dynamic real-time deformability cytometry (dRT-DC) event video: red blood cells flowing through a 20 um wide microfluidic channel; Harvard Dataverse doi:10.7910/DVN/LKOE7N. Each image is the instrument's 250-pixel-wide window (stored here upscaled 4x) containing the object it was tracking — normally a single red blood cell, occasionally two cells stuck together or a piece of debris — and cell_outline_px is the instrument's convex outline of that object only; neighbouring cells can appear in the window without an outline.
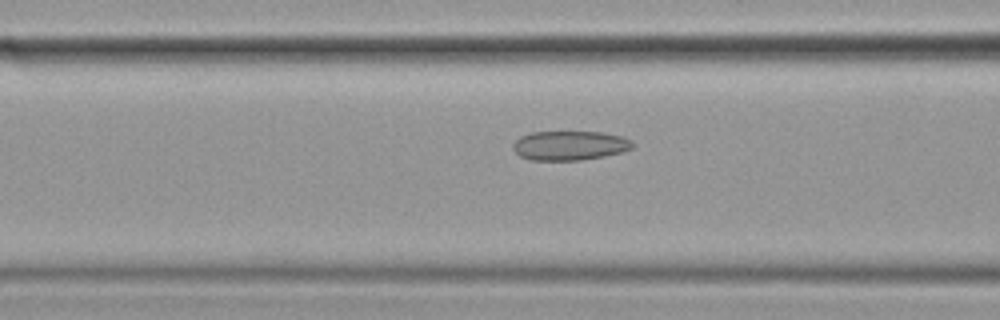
{"species": "common noctule bat (a hibernating species)", "species_latin": "Nyctalus noctula", "temperature_condition": "cold", "stored_images_in_passage": 49, "camera_frame_rate_fps": 3000, "um_per_image_px": 0.085, "animal": {"sex": "female", "body_mass_g": 19.9}, "frame": {"image": 1, "passage_image": 14, "time_ms": 4.333, "image_size_px": [1000, 320], "cell_outline_px": [[632, 148], [624, 152], [604, 156], [580, 160], [532, 160], [520, 156], [512, 148], [512, 144], [520, 136], [532, 132], [604, 132], [624, 136], [632, 140]], "centroid_in_image_um": [48.45, 12.36], "position_along_channel_um": 118.2, "area_um2": 20.58}}
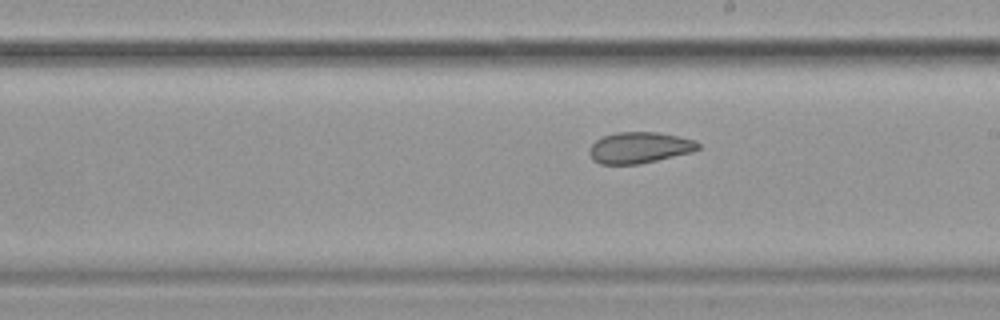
{"frame": {"image": 2, "passage_image": 24, "time_ms": 7.667, "image_size_px": [1000, 320], "cell_outline_px": [[700, 148], [692, 152], [640, 164], [600, 164], [592, 160], [588, 152], [588, 148], [596, 140], [604, 136], [616, 132], [656, 132], [696, 140], [700, 144]], "centroid_in_image_um": [54.33, 12.55], "position_along_channel_um": 234.7, "area_um2": 19.83}}
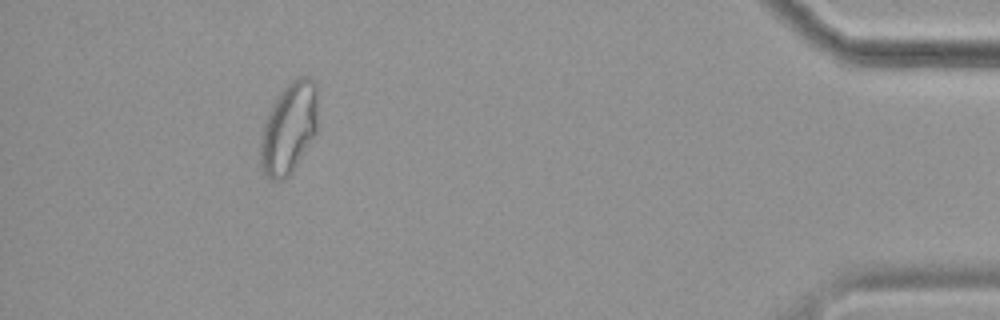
{"frame": {"image": 3, "passage_image": 44, "time_ms": 14.333, "image_size_px": [1000, 320], "cell_outline_px": [[316, 132], [292, 172], [284, 180], [272, 180], [264, 172], [260, 164], [260, 140], [264, 120], [272, 104], [280, 92], [296, 76], [308, 76], [316, 84]], "centroid_in_image_um": [24.53, 10.89], "position_along_channel_um": 410.7, "area_um2": 30.35}, "authors_computed_cell_mechanics": {"area_um2": 22.831, "velocity_mm_per_s": 3.5032, "shape_relaxation_time_tau1_ms": null, "shape_relaxation_time_tau2_ms": 2.324, "deformation_change_tau1": null, "deformation_change_tau2": 0.0845}}